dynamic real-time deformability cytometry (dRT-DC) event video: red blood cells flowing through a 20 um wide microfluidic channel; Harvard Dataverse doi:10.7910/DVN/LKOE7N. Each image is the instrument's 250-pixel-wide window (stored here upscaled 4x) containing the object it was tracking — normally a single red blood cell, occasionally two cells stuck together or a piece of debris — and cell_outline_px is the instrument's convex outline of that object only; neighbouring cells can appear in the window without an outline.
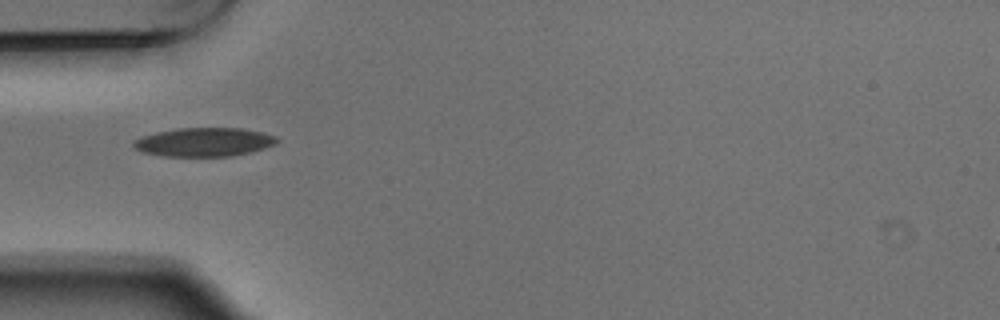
{"species": "Egyptian fruit bat (a non-hibernating species)", "species_latin": "Rousettus aegyptiacus", "temperature_condition": "warm", "stored_images_in_passage": 7, "camera_frame_rate_fps": 3000, "um_per_image_px": 0.085, "animal": {"sex": "male"}, "frame": {"image": 1, "passage_image": 5, "time_ms": 1.333, "image_size_px": [1000, 320], "cell_outline_px": [[280, 140], [276, 144], [252, 152], [232, 156], [164, 156], [144, 152], [132, 148], [132, 140], [156, 132], [176, 128], [240, 128], [264, 132], [276, 136]], "centroid_in_image_um": [17.36, 12.07], "position_along_channel_um": 67.6, "area_um2": 24.22}}
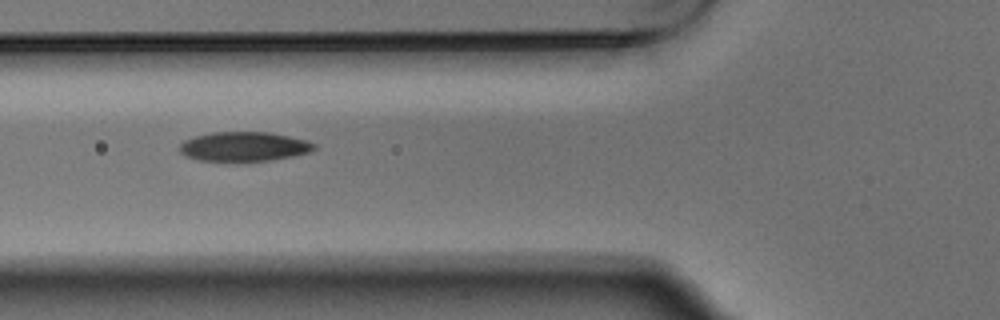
{"frame": {"image": 2, "passage_image": 6, "time_ms": 1.667, "image_size_px": [1000, 320], "cell_outline_px": [[316, 148], [308, 152], [292, 156], [272, 160], [236, 164], [196, 160], [184, 156], [180, 152], [180, 144], [184, 140], [196, 136], [212, 132], [268, 132], [308, 140], [316, 144]], "centroid_in_image_um": [20.7, 12.5], "position_along_channel_um": 105.1, "area_um2": 23.93}}
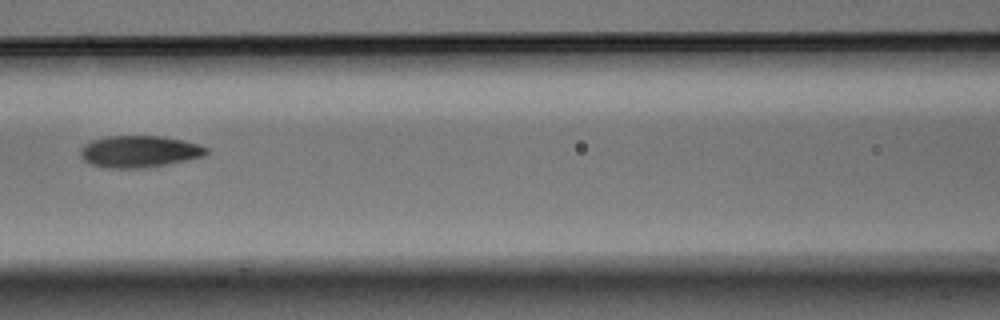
{"frame": {"image": 3, "passage_image": 7, "time_ms": 2.0, "image_size_px": [1000, 320], "cell_outline_px": [[208, 152], [204, 156], [168, 164], [144, 168], [104, 168], [88, 164], [80, 156], [80, 148], [84, 144], [92, 140], [108, 136], [164, 136], [184, 140], [208, 148]], "centroid_in_image_um": [11.8, 12.88], "position_along_channel_um": 154.8, "area_um2": 23.52}}